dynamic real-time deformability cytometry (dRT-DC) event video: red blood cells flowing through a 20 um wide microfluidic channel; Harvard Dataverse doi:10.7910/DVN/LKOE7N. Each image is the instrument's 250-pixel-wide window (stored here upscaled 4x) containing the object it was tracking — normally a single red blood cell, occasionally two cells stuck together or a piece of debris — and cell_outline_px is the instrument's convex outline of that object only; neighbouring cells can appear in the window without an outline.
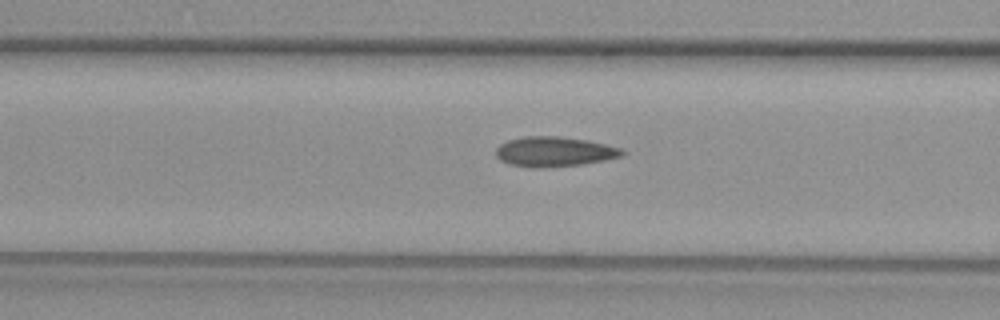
{"species": "common noctule bat (a hibernating species)", "species_latin": "Nyctalus noctula", "temperature_condition": "warm", "stored_images_in_passage": 5, "camera_frame_rate_fps": 3000, "um_per_image_px": 0.085, "animal": {"sex": "female", "body_mass_g": 29.2, "forearm_length_mm": 56.3}, "frame": {"image": 1, "passage_image": 4, "time_ms": 3.667, "image_size_px": [1000, 320], "cell_outline_px": [[628, 152], [624, 156], [584, 164], [544, 168], [532, 168], [508, 164], [500, 160], [496, 156], [496, 148], [500, 144], [508, 140], [524, 136], [556, 136], [588, 140], [620, 148]], "centroid_in_image_um": [47.12, 12.9], "position_along_channel_um": 119.5, "area_um2": 22.25}}
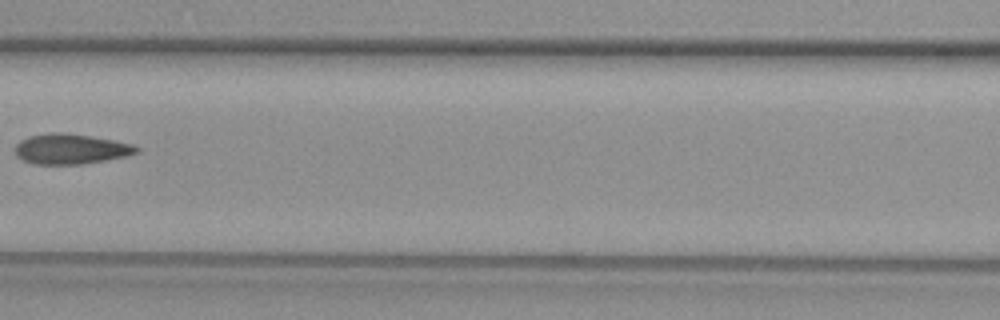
{"frame": {"image": 2, "passage_image": 5, "time_ms": 4.667, "image_size_px": [1000, 320], "cell_outline_px": [[140, 152], [128, 156], [84, 164], [32, 164], [16, 156], [16, 144], [20, 140], [28, 136], [52, 132], [64, 132], [112, 140], [132, 144], [140, 148]], "centroid_in_image_um": [6.02, 12.67], "position_along_channel_um": 160.6, "area_um2": 21.44}}